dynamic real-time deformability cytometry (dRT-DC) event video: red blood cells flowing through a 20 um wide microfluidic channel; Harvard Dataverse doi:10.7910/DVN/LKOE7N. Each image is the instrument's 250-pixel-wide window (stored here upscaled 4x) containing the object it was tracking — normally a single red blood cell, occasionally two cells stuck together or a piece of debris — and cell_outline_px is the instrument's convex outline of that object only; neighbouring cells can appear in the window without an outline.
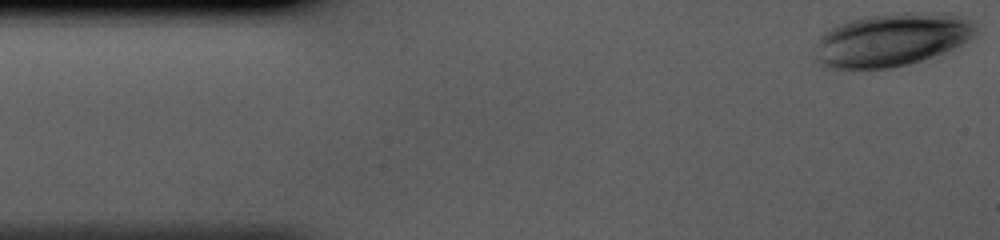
{"species": "human", "species_latin": "Homo sapiens", "temperature_condition": "cold", "stored_images_in_passage": 37, "camera_frame_rate_fps": 3000, "um_per_image_px": 0.085, "donor": {"sex": "male"}, "frame": {"image": 1, "passage_image": 1, "time_ms": 0.0, "image_size_px": [1000, 240], "cell_outline_px": [[980, 36], [944, 52], [908, 64], [892, 68], [824, 68], [816, 60], [816, 44], [820, 36], [824, 32], [840, 24], [852, 20], [868, 16], [900, 12], [952, 12], [976, 24], [980, 32]], "centroid_in_image_um": [75.87, 3.36], "position_along_channel_um": 9.1, "area_um2": 50.23}}
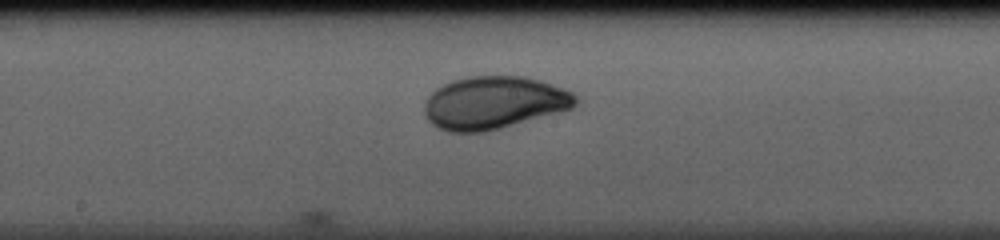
{"frame": {"image": 2, "passage_image": 21, "time_ms": 6.667, "image_size_px": [1000, 240], "cell_outline_px": [[576, 104], [572, 108], [500, 128], [484, 132], [448, 132], [436, 128], [428, 120], [424, 112], [424, 104], [428, 96], [436, 88], [452, 80], [468, 76], [524, 76], [540, 80], [564, 88], [572, 92], [576, 96]], "centroid_in_image_um": [41.95, 8.72], "position_along_channel_um": 206.3, "area_um2": 46.41}}
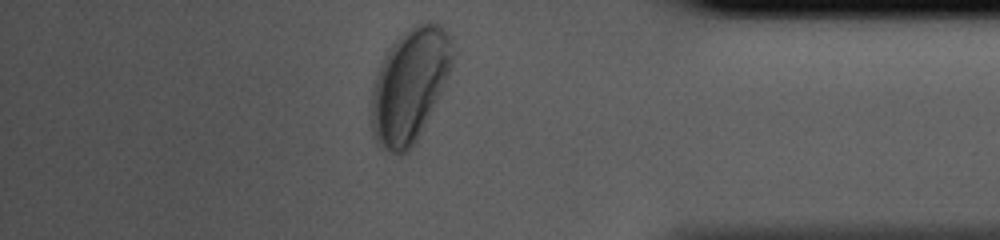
{"frame": {"image": 3, "passage_image": 36, "time_ms": 11.667, "image_size_px": [1000, 240], "cell_outline_px": [[456, 56], [424, 124], [416, 140], [408, 152], [392, 152], [376, 144], [372, 136], [368, 108], [372, 88], [376, 72], [388, 48], [404, 32], [416, 24], [428, 20], [432, 20], [448, 28], [452, 36], [456, 52]], "centroid_in_image_um": [34.8, 7.17], "position_along_channel_um": 400.4, "area_um2": 54.27}}